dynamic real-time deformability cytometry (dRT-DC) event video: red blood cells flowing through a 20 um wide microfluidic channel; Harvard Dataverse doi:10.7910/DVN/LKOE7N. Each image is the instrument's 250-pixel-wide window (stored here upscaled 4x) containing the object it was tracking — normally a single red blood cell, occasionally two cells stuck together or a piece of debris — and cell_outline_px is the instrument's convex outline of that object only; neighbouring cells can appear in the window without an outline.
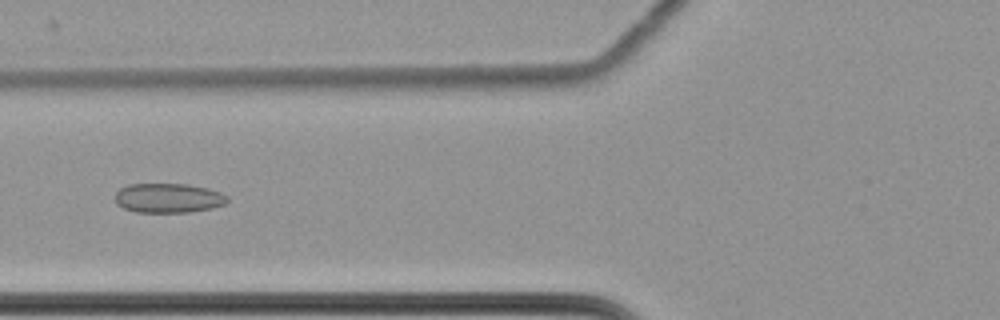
{"species": "common noctule bat (a hibernating species)", "species_latin": "Nyctalus noctula", "temperature_condition": "cold", "stored_images_in_passage": 51, "camera_frame_rate_fps": 3000, "um_per_image_px": 0.085, "animal": {"sex": "female", "body_mass_g": 22.7, "forearm_length_mm": 54.2}, "frame": {"image": 1, "passage_image": 16, "time_ms": 5.0, "image_size_px": [1000, 320], "cell_outline_px": [[228, 200], [224, 204], [212, 208], [188, 212], [136, 212], [124, 208], [116, 204], [116, 192], [120, 188], [128, 184], [188, 184], [208, 188], [220, 192], [228, 196]], "centroid_in_image_um": [14.31, 16.83], "position_along_channel_um": 111.5, "area_um2": 19.31}}
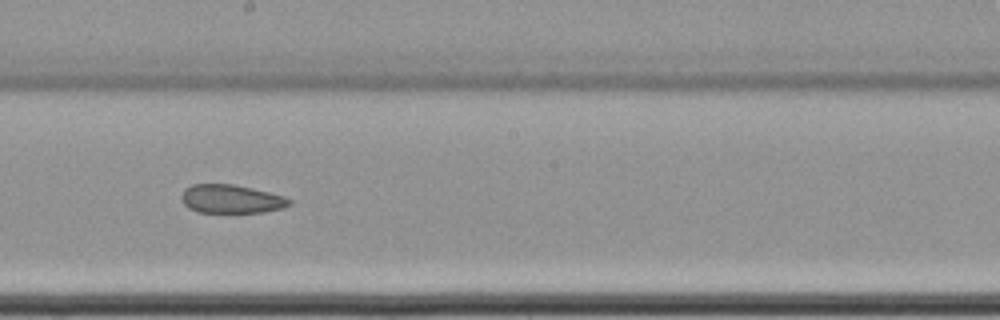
{"frame": {"image": 2, "passage_image": 26, "time_ms": 8.333, "image_size_px": [1000, 320], "cell_outline_px": [[292, 204], [284, 208], [264, 212], [196, 212], [188, 208], [184, 204], [180, 196], [184, 188], [192, 184], [232, 184], [252, 188], [284, 196], [292, 200]], "centroid_in_image_um": [19.65, 16.91], "position_along_channel_um": 228.6, "area_um2": 18.09}}
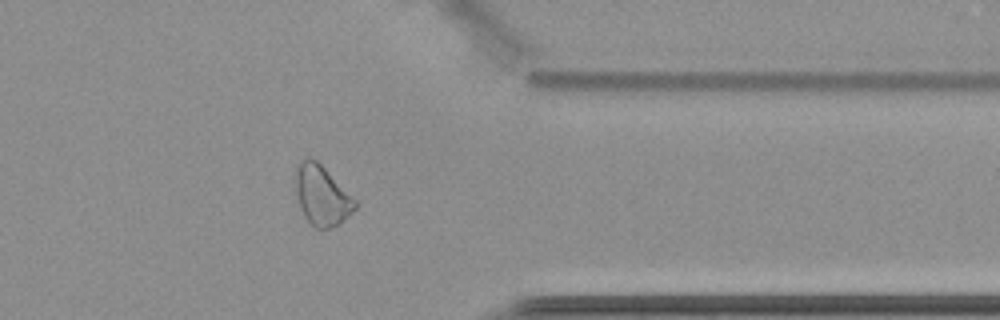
{"frame": {"image": 3, "passage_image": 40, "time_ms": 13.0, "image_size_px": [1000, 320], "cell_outline_px": [[360, 204], [340, 224], [328, 228], [316, 228], [304, 216], [300, 208], [292, 184], [292, 180], [296, 164], [304, 156], [308, 156], [316, 160]], "centroid_in_image_um": [27.29, 16.57], "position_along_channel_um": 384.1, "area_um2": 21.27}, "authors_computed_cell_mechanics": {"area_um2": 20.519, "velocity_mm_per_s": 3.5124, "shape_relaxation_time_tau1_ms": null, "shape_relaxation_time_tau2_ms": 5.9741, "deformation_change_tau1": null, "deformation_change_tau2": 0.1242}}